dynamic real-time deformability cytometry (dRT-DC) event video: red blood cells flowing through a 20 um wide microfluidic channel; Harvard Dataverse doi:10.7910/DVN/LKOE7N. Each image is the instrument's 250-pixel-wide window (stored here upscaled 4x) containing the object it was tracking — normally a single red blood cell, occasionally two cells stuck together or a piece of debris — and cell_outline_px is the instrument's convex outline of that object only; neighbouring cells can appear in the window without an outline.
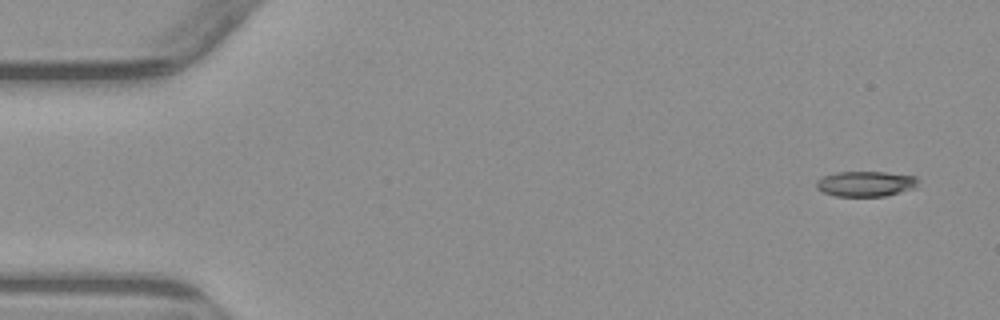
{"species": "common noctule bat (a hibernating species)", "species_latin": "Nyctalus noctula", "temperature_condition": "warm", "stored_images_in_passage": 4, "camera_frame_rate_fps": 3000, "um_per_image_px": 0.085, "animal": {"sex": "male", "body_mass_g": 23.1, "forearm_length_mm": 52.7}, "frame": {"image": 1, "passage_image": 1, "time_ms": 0.0, "image_size_px": [1000, 320], "cell_outline_px": [[920, 180], [916, 188], [884, 196], [836, 196], [824, 192], [816, 188], [816, 180], [824, 176], [836, 172], [884, 172], [916, 176]], "centroid_in_image_um": [73.61, 15.62], "position_along_channel_um": 11.4, "area_um2": 15.09}}
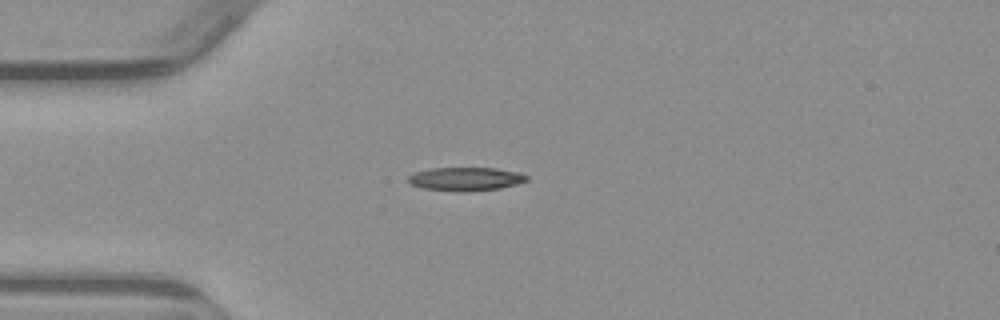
{"frame": {"image": 2, "passage_image": 4, "time_ms": 3.667, "image_size_px": [1000, 320], "cell_outline_px": [[528, 180], [516, 184], [500, 188], [468, 192], [460, 192], [424, 188], [412, 184], [408, 180], [408, 176], [412, 172], [432, 168], [496, 168], [520, 172], [528, 176]], "centroid_in_image_um": [39.59, 15.21], "position_along_channel_um": 45.4, "area_um2": 16.3}}